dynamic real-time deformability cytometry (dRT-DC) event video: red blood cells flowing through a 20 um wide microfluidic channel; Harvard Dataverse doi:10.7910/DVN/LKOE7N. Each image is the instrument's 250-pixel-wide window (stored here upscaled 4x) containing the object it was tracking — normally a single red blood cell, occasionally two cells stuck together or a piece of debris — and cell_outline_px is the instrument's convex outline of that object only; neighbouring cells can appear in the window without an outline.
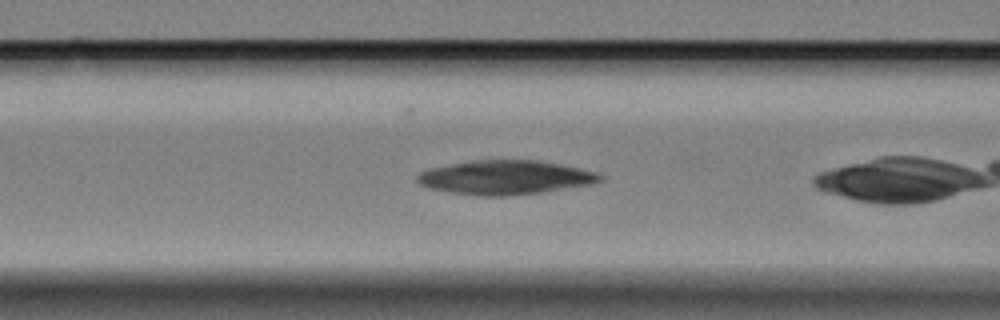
{"species": "Egyptian fruit bat (a non-hibernating species)", "species_latin": "Rousettus aegyptiacus", "temperature_condition": "cold", "stored_images_in_passage": 30, "camera_frame_rate_fps": 3000, "um_per_image_px": 0.085, "animal": {"sex": "female"}, "frame": {"image": 1, "passage_image": 6, "time_ms": 1.667, "image_size_px": [1000, 320], "cell_outline_px": [[604, 180], [596, 184], [544, 192], [508, 196], [476, 196], [448, 192], [432, 188], [420, 184], [416, 180], [416, 176], [420, 172], [428, 168], [472, 160], [536, 160], [560, 164], [596, 172], [604, 176]], "centroid_in_image_um": [42.98, 15.09], "position_along_channel_um": 123.6, "area_um2": 36.7}}
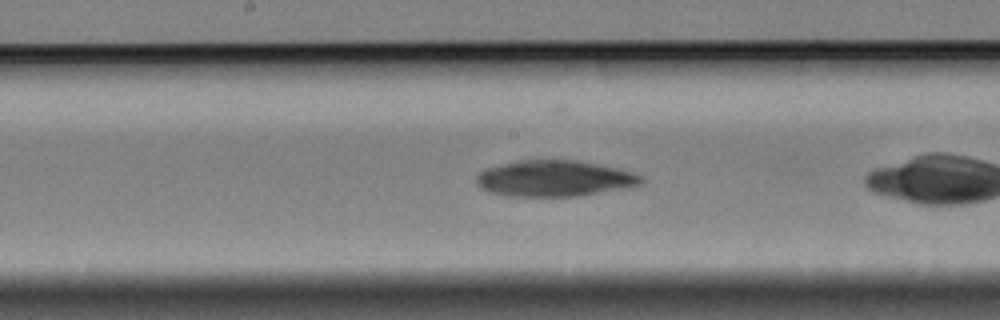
{"frame": {"image": 2, "passage_image": 13, "time_ms": 4.0, "image_size_px": [1000, 320], "cell_outline_px": [[644, 180], [640, 184], [628, 188], [576, 196], [512, 196], [488, 192], [480, 188], [476, 184], [476, 176], [484, 168], [524, 160], [576, 160], [616, 168], [632, 172], [644, 176]], "centroid_in_image_um": [47.13, 15.18], "position_along_channel_um": 201.1, "area_um2": 34.56}}
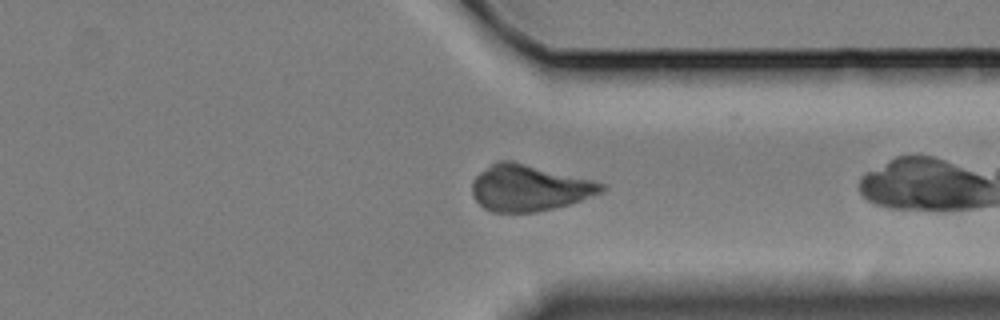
{"frame": {"image": 3, "passage_image": 28, "time_ms": 9.0, "image_size_px": [1000, 320], "cell_outline_px": [[608, 188], [592, 196], [568, 204], [536, 212], [492, 212], [484, 208], [472, 196], [472, 180], [480, 172], [492, 164], [500, 160], [512, 160], [592, 180], [604, 184]], "centroid_in_image_um": [44.95, 15.97], "position_along_channel_um": 366.4, "area_um2": 34.62}}